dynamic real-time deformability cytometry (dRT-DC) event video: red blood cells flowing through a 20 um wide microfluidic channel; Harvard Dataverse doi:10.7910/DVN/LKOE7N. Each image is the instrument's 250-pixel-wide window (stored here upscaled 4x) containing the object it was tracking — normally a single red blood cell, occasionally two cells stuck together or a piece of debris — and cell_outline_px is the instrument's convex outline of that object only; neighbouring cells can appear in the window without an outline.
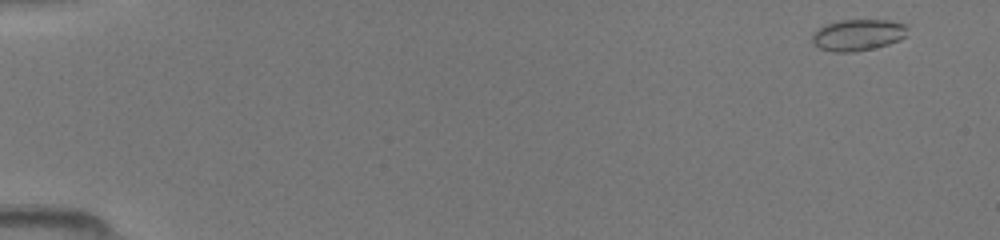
{"species": "common noctule bat (a hibernating species)", "species_latin": "Nyctalus noctula", "temperature_condition": "room temperature", "stored_images_in_passage": 47, "camera_frame_rate_fps": 3000, "um_per_image_px": 0.085, "animal": {"sex": "female", "body_mass_g": 19.5, "forearm_length_mm": 54.1}, "frame": {"image": 1, "passage_image": 1, "time_ms": 0.0, "image_size_px": [1000, 240], "cell_outline_px": [[908, 24], [904, 36], [900, 40], [888, 44], [872, 48], [852, 52], [832, 52], [820, 48], [812, 44], [812, 36], [820, 28], [828, 24], [844, 20], [888, 20]], "centroid_in_image_um": [72.94, 2.97], "position_along_channel_um": 12.1, "area_um2": 17.22}}
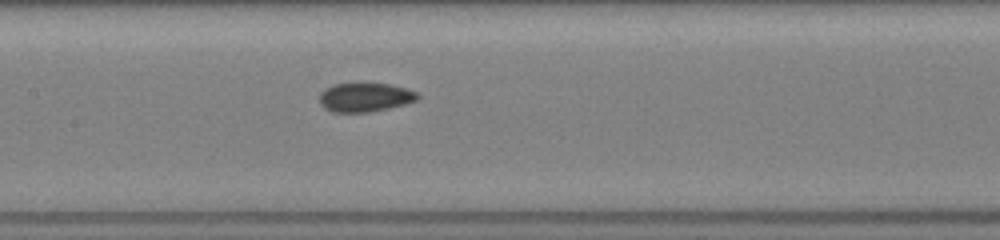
{"frame": {"image": 2, "passage_image": 23, "time_ms": 7.333, "image_size_px": [1000, 240], "cell_outline_px": [[420, 96], [416, 100], [404, 104], [388, 108], [368, 112], [332, 112], [324, 108], [320, 104], [320, 92], [324, 88], [336, 84], [388, 84], [404, 88], [416, 92]], "centroid_in_image_um": [30.99, 8.28], "position_along_channel_um": 176.4, "area_um2": 16.3}}
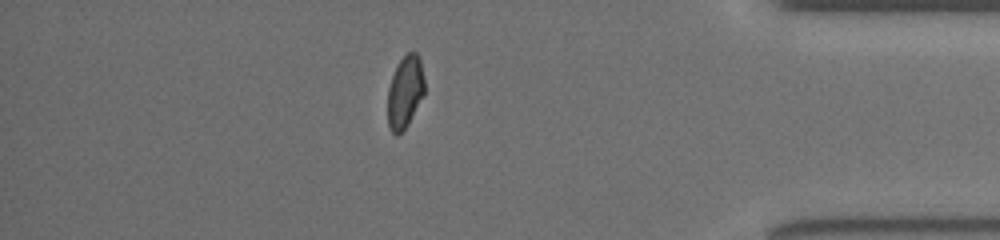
{"frame": {"image": 3, "passage_image": 41, "time_ms": 13.333, "image_size_px": [1000, 240], "cell_outline_px": [[424, 92], [408, 124], [396, 136], [392, 132], [388, 124], [388, 88], [392, 76], [400, 60], [408, 52], [416, 52], [420, 60], [424, 80]], "centroid_in_image_um": [34.41, 7.81], "position_along_channel_um": 400.8, "area_um2": 15.14}}